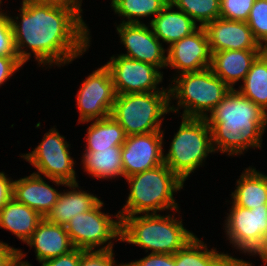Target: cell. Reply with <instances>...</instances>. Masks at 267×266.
Instances as JSON below:
<instances>
[{"label": "cell", "mask_w": 267, "mask_h": 266, "mask_svg": "<svg viewBox=\"0 0 267 266\" xmlns=\"http://www.w3.org/2000/svg\"><path fill=\"white\" fill-rule=\"evenodd\" d=\"M20 18L10 21L15 50L24 64L31 52L38 64L48 66L69 64L90 47V31L82 18L77 2L21 4ZM21 22H18V21ZM24 47L31 49L25 51Z\"/></svg>", "instance_id": "obj_1"}, {"label": "cell", "mask_w": 267, "mask_h": 266, "mask_svg": "<svg viewBox=\"0 0 267 266\" xmlns=\"http://www.w3.org/2000/svg\"><path fill=\"white\" fill-rule=\"evenodd\" d=\"M206 120L214 151L231 156L242 154L249 147L261 148L267 113L238 90L231 89Z\"/></svg>", "instance_id": "obj_2"}, {"label": "cell", "mask_w": 267, "mask_h": 266, "mask_svg": "<svg viewBox=\"0 0 267 266\" xmlns=\"http://www.w3.org/2000/svg\"><path fill=\"white\" fill-rule=\"evenodd\" d=\"M125 179L130 184V193L122 210L115 215L117 220L129 215L179 209L173 193L180 191L184 182L165 163Z\"/></svg>", "instance_id": "obj_3"}, {"label": "cell", "mask_w": 267, "mask_h": 266, "mask_svg": "<svg viewBox=\"0 0 267 266\" xmlns=\"http://www.w3.org/2000/svg\"><path fill=\"white\" fill-rule=\"evenodd\" d=\"M196 235L184 228L182 220L173 215L157 213L121 219V241L137 245L151 253L175 254Z\"/></svg>", "instance_id": "obj_4"}, {"label": "cell", "mask_w": 267, "mask_h": 266, "mask_svg": "<svg viewBox=\"0 0 267 266\" xmlns=\"http://www.w3.org/2000/svg\"><path fill=\"white\" fill-rule=\"evenodd\" d=\"M175 82V83H173ZM169 89L170 101L177 99V108L170 105L171 112L183 108L182 117L207 118V114L231 91L210 68L198 72L179 74L172 80Z\"/></svg>", "instance_id": "obj_5"}, {"label": "cell", "mask_w": 267, "mask_h": 266, "mask_svg": "<svg viewBox=\"0 0 267 266\" xmlns=\"http://www.w3.org/2000/svg\"><path fill=\"white\" fill-rule=\"evenodd\" d=\"M169 91L116 94L111 116L126 136L161 130L163 115L170 112Z\"/></svg>", "instance_id": "obj_6"}, {"label": "cell", "mask_w": 267, "mask_h": 266, "mask_svg": "<svg viewBox=\"0 0 267 266\" xmlns=\"http://www.w3.org/2000/svg\"><path fill=\"white\" fill-rule=\"evenodd\" d=\"M179 130L174 134L164 163L183 181L198 168L212 146L211 129L206 118L182 117Z\"/></svg>", "instance_id": "obj_7"}, {"label": "cell", "mask_w": 267, "mask_h": 266, "mask_svg": "<svg viewBox=\"0 0 267 266\" xmlns=\"http://www.w3.org/2000/svg\"><path fill=\"white\" fill-rule=\"evenodd\" d=\"M103 202L100 201L93 209L78 213L66 224L65 228L73 246L85 251L113 250L112 239L121 241V219L114 220L110 214L101 212Z\"/></svg>", "instance_id": "obj_8"}, {"label": "cell", "mask_w": 267, "mask_h": 266, "mask_svg": "<svg viewBox=\"0 0 267 266\" xmlns=\"http://www.w3.org/2000/svg\"><path fill=\"white\" fill-rule=\"evenodd\" d=\"M69 145L65 137L56 128H52L32 152L21 157L38 170L35 174L44 175L58 186L77 183Z\"/></svg>", "instance_id": "obj_9"}, {"label": "cell", "mask_w": 267, "mask_h": 266, "mask_svg": "<svg viewBox=\"0 0 267 266\" xmlns=\"http://www.w3.org/2000/svg\"><path fill=\"white\" fill-rule=\"evenodd\" d=\"M225 220V233L233 247L243 253L259 255L265 259V240L267 238V204L248 209L232 202L231 210Z\"/></svg>", "instance_id": "obj_10"}, {"label": "cell", "mask_w": 267, "mask_h": 266, "mask_svg": "<svg viewBox=\"0 0 267 266\" xmlns=\"http://www.w3.org/2000/svg\"><path fill=\"white\" fill-rule=\"evenodd\" d=\"M76 97L80 115L78 123L110 116L116 98L110 70L103 65L93 71L81 84Z\"/></svg>", "instance_id": "obj_11"}, {"label": "cell", "mask_w": 267, "mask_h": 266, "mask_svg": "<svg viewBox=\"0 0 267 266\" xmlns=\"http://www.w3.org/2000/svg\"><path fill=\"white\" fill-rule=\"evenodd\" d=\"M105 66L110 70L116 94L169 91L167 88H157L162 82L163 73L154 65L113 55Z\"/></svg>", "instance_id": "obj_12"}, {"label": "cell", "mask_w": 267, "mask_h": 266, "mask_svg": "<svg viewBox=\"0 0 267 266\" xmlns=\"http://www.w3.org/2000/svg\"><path fill=\"white\" fill-rule=\"evenodd\" d=\"M163 132L162 130L126 137L121 151L124 178L164 163Z\"/></svg>", "instance_id": "obj_13"}, {"label": "cell", "mask_w": 267, "mask_h": 266, "mask_svg": "<svg viewBox=\"0 0 267 266\" xmlns=\"http://www.w3.org/2000/svg\"><path fill=\"white\" fill-rule=\"evenodd\" d=\"M166 51V67L178 69L179 74L210 68L212 53L204 27L172 43Z\"/></svg>", "instance_id": "obj_14"}, {"label": "cell", "mask_w": 267, "mask_h": 266, "mask_svg": "<svg viewBox=\"0 0 267 266\" xmlns=\"http://www.w3.org/2000/svg\"><path fill=\"white\" fill-rule=\"evenodd\" d=\"M116 29L121 44L127 49L125 54L120 55L154 65L158 69L166 67V49L149 26L144 23H120Z\"/></svg>", "instance_id": "obj_15"}, {"label": "cell", "mask_w": 267, "mask_h": 266, "mask_svg": "<svg viewBox=\"0 0 267 266\" xmlns=\"http://www.w3.org/2000/svg\"><path fill=\"white\" fill-rule=\"evenodd\" d=\"M211 53L223 50H264L247 22L219 17L204 26Z\"/></svg>", "instance_id": "obj_16"}, {"label": "cell", "mask_w": 267, "mask_h": 266, "mask_svg": "<svg viewBox=\"0 0 267 266\" xmlns=\"http://www.w3.org/2000/svg\"><path fill=\"white\" fill-rule=\"evenodd\" d=\"M26 243L35 249L39 263L66 254L75 248L65 226L51 223L46 218L39 222Z\"/></svg>", "instance_id": "obj_17"}, {"label": "cell", "mask_w": 267, "mask_h": 266, "mask_svg": "<svg viewBox=\"0 0 267 266\" xmlns=\"http://www.w3.org/2000/svg\"><path fill=\"white\" fill-rule=\"evenodd\" d=\"M41 175L32 173L13 182V198L46 217L57 202L60 192L47 184Z\"/></svg>", "instance_id": "obj_18"}, {"label": "cell", "mask_w": 267, "mask_h": 266, "mask_svg": "<svg viewBox=\"0 0 267 266\" xmlns=\"http://www.w3.org/2000/svg\"><path fill=\"white\" fill-rule=\"evenodd\" d=\"M263 50H223L213 52L210 69L231 89L237 81H244L251 64Z\"/></svg>", "instance_id": "obj_19"}, {"label": "cell", "mask_w": 267, "mask_h": 266, "mask_svg": "<svg viewBox=\"0 0 267 266\" xmlns=\"http://www.w3.org/2000/svg\"><path fill=\"white\" fill-rule=\"evenodd\" d=\"M173 5L168 4L150 21L154 35L169 46L192 34L200 26L181 10L174 11Z\"/></svg>", "instance_id": "obj_20"}, {"label": "cell", "mask_w": 267, "mask_h": 266, "mask_svg": "<svg viewBox=\"0 0 267 266\" xmlns=\"http://www.w3.org/2000/svg\"><path fill=\"white\" fill-rule=\"evenodd\" d=\"M70 191L61 192L52 210L45 217L51 223L66 226L70 219L78 213H85L93 209L101 200L86 191L76 190L77 183L66 184Z\"/></svg>", "instance_id": "obj_21"}, {"label": "cell", "mask_w": 267, "mask_h": 266, "mask_svg": "<svg viewBox=\"0 0 267 266\" xmlns=\"http://www.w3.org/2000/svg\"><path fill=\"white\" fill-rule=\"evenodd\" d=\"M43 218L34 209L12 198L0 210V228L9 230L26 243Z\"/></svg>", "instance_id": "obj_22"}, {"label": "cell", "mask_w": 267, "mask_h": 266, "mask_svg": "<svg viewBox=\"0 0 267 266\" xmlns=\"http://www.w3.org/2000/svg\"><path fill=\"white\" fill-rule=\"evenodd\" d=\"M236 185L231 194L235 205L253 209L267 204V175L249 167L241 174Z\"/></svg>", "instance_id": "obj_23"}, {"label": "cell", "mask_w": 267, "mask_h": 266, "mask_svg": "<svg viewBox=\"0 0 267 266\" xmlns=\"http://www.w3.org/2000/svg\"><path fill=\"white\" fill-rule=\"evenodd\" d=\"M121 151L122 146L96 149L94 152L84 151L85 153L82 155L84 171L98 179L124 177Z\"/></svg>", "instance_id": "obj_24"}, {"label": "cell", "mask_w": 267, "mask_h": 266, "mask_svg": "<svg viewBox=\"0 0 267 266\" xmlns=\"http://www.w3.org/2000/svg\"><path fill=\"white\" fill-rule=\"evenodd\" d=\"M215 249L209 250L195 236L175 253L176 266H229L232 259H237L226 253H218Z\"/></svg>", "instance_id": "obj_25"}, {"label": "cell", "mask_w": 267, "mask_h": 266, "mask_svg": "<svg viewBox=\"0 0 267 266\" xmlns=\"http://www.w3.org/2000/svg\"><path fill=\"white\" fill-rule=\"evenodd\" d=\"M87 131L85 151L94 152L96 149L122 146L127 137L123 127L111 115L95 120L87 128Z\"/></svg>", "instance_id": "obj_26"}, {"label": "cell", "mask_w": 267, "mask_h": 266, "mask_svg": "<svg viewBox=\"0 0 267 266\" xmlns=\"http://www.w3.org/2000/svg\"><path fill=\"white\" fill-rule=\"evenodd\" d=\"M239 89L243 96L267 113V50H263L253 61Z\"/></svg>", "instance_id": "obj_27"}, {"label": "cell", "mask_w": 267, "mask_h": 266, "mask_svg": "<svg viewBox=\"0 0 267 266\" xmlns=\"http://www.w3.org/2000/svg\"><path fill=\"white\" fill-rule=\"evenodd\" d=\"M169 0H111V7L118 16L127 18L122 23H142L141 17H156Z\"/></svg>", "instance_id": "obj_28"}, {"label": "cell", "mask_w": 267, "mask_h": 266, "mask_svg": "<svg viewBox=\"0 0 267 266\" xmlns=\"http://www.w3.org/2000/svg\"><path fill=\"white\" fill-rule=\"evenodd\" d=\"M177 9L184 12L200 27L220 17V0H169Z\"/></svg>", "instance_id": "obj_29"}, {"label": "cell", "mask_w": 267, "mask_h": 266, "mask_svg": "<svg viewBox=\"0 0 267 266\" xmlns=\"http://www.w3.org/2000/svg\"><path fill=\"white\" fill-rule=\"evenodd\" d=\"M247 23L256 41L267 50V0H255Z\"/></svg>", "instance_id": "obj_30"}, {"label": "cell", "mask_w": 267, "mask_h": 266, "mask_svg": "<svg viewBox=\"0 0 267 266\" xmlns=\"http://www.w3.org/2000/svg\"><path fill=\"white\" fill-rule=\"evenodd\" d=\"M255 0H220V17L247 22Z\"/></svg>", "instance_id": "obj_31"}, {"label": "cell", "mask_w": 267, "mask_h": 266, "mask_svg": "<svg viewBox=\"0 0 267 266\" xmlns=\"http://www.w3.org/2000/svg\"><path fill=\"white\" fill-rule=\"evenodd\" d=\"M114 260L113 250H82L79 266H125L117 264Z\"/></svg>", "instance_id": "obj_32"}, {"label": "cell", "mask_w": 267, "mask_h": 266, "mask_svg": "<svg viewBox=\"0 0 267 266\" xmlns=\"http://www.w3.org/2000/svg\"><path fill=\"white\" fill-rule=\"evenodd\" d=\"M0 56H17L9 15L0 18Z\"/></svg>", "instance_id": "obj_33"}, {"label": "cell", "mask_w": 267, "mask_h": 266, "mask_svg": "<svg viewBox=\"0 0 267 266\" xmlns=\"http://www.w3.org/2000/svg\"><path fill=\"white\" fill-rule=\"evenodd\" d=\"M125 266H176L175 254L150 253L138 261L126 263Z\"/></svg>", "instance_id": "obj_34"}, {"label": "cell", "mask_w": 267, "mask_h": 266, "mask_svg": "<svg viewBox=\"0 0 267 266\" xmlns=\"http://www.w3.org/2000/svg\"><path fill=\"white\" fill-rule=\"evenodd\" d=\"M82 256V249L74 248L70 252L46 260L41 263L42 266H79L80 259Z\"/></svg>", "instance_id": "obj_35"}, {"label": "cell", "mask_w": 267, "mask_h": 266, "mask_svg": "<svg viewBox=\"0 0 267 266\" xmlns=\"http://www.w3.org/2000/svg\"><path fill=\"white\" fill-rule=\"evenodd\" d=\"M22 66L23 63L18 56H0V85L4 84Z\"/></svg>", "instance_id": "obj_36"}, {"label": "cell", "mask_w": 267, "mask_h": 266, "mask_svg": "<svg viewBox=\"0 0 267 266\" xmlns=\"http://www.w3.org/2000/svg\"><path fill=\"white\" fill-rule=\"evenodd\" d=\"M13 180L0 172V210L13 198Z\"/></svg>", "instance_id": "obj_37"}, {"label": "cell", "mask_w": 267, "mask_h": 266, "mask_svg": "<svg viewBox=\"0 0 267 266\" xmlns=\"http://www.w3.org/2000/svg\"><path fill=\"white\" fill-rule=\"evenodd\" d=\"M18 257V249L0 241V266H10Z\"/></svg>", "instance_id": "obj_38"}, {"label": "cell", "mask_w": 267, "mask_h": 266, "mask_svg": "<svg viewBox=\"0 0 267 266\" xmlns=\"http://www.w3.org/2000/svg\"><path fill=\"white\" fill-rule=\"evenodd\" d=\"M24 257L25 254H23L22 250L18 249V257L10 266H32L30 263L21 260Z\"/></svg>", "instance_id": "obj_39"}, {"label": "cell", "mask_w": 267, "mask_h": 266, "mask_svg": "<svg viewBox=\"0 0 267 266\" xmlns=\"http://www.w3.org/2000/svg\"><path fill=\"white\" fill-rule=\"evenodd\" d=\"M40 2L64 3V2H75V1L74 0H23L22 4L40 3Z\"/></svg>", "instance_id": "obj_40"}, {"label": "cell", "mask_w": 267, "mask_h": 266, "mask_svg": "<svg viewBox=\"0 0 267 266\" xmlns=\"http://www.w3.org/2000/svg\"><path fill=\"white\" fill-rule=\"evenodd\" d=\"M265 259H267V238L265 240Z\"/></svg>", "instance_id": "obj_41"}, {"label": "cell", "mask_w": 267, "mask_h": 266, "mask_svg": "<svg viewBox=\"0 0 267 266\" xmlns=\"http://www.w3.org/2000/svg\"><path fill=\"white\" fill-rule=\"evenodd\" d=\"M1 2H2V0H0V5H1ZM1 11V10H0ZM5 13L4 12H0V18L4 15Z\"/></svg>", "instance_id": "obj_42"}, {"label": "cell", "mask_w": 267, "mask_h": 266, "mask_svg": "<svg viewBox=\"0 0 267 266\" xmlns=\"http://www.w3.org/2000/svg\"><path fill=\"white\" fill-rule=\"evenodd\" d=\"M74 1L79 3L80 5L82 4V0H74Z\"/></svg>", "instance_id": "obj_43"}]
</instances>
